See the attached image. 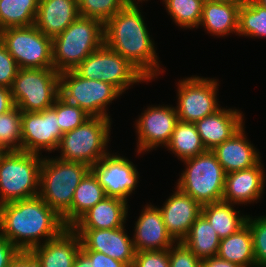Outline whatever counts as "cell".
I'll return each instance as SVG.
<instances>
[{
  "mask_svg": "<svg viewBox=\"0 0 266 267\" xmlns=\"http://www.w3.org/2000/svg\"><path fill=\"white\" fill-rule=\"evenodd\" d=\"M78 16V0H39L34 25L46 36L54 38Z\"/></svg>",
  "mask_w": 266,
  "mask_h": 267,
  "instance_id": "7402d4cb",
  "label": "cell"
},
{
  "mask_svg": "<svg viewBox=\"0 0 266 267\" xmlns=\"http://www.w3.org/2000/svg\"><path fill=\"white\" fill-rule=\"evenodd\" d=\"M0 41L19 68H54L52 38L46 36L35 25L3 29L0 31Z\"/></svg>",
  "mask_w": 266,
  "mask_h": 267,
  "instance_id": "30bf717a",
  "label": "cell"
},
{
  "mask_svg": "<svg viewBox=\"0 0 266 267\" xmlns=\"http://www.w3.org/2000/svg\"><path fill=\"white\" fill-rule=\"evenodd\" d=\"M8 267H41V264L31 251H19Z\"/></svg>",
  "mask_w": 266,
  "mask_h": 267,
  "instance_id": "7bdbcfd3",
  "label": "cell"
},
{
  "mask_svg": "<svg viewBox=\"0 0 266 267\" xmlns=\"http://www.w3.org/2000/svg\"><path fill=\"white\" fill-rule=\"evenodd\" d=\"M92 261L93 267H128L125 263L115 260L104 253L82 250Z\"/></svg>",
  "mask_w": 266,
  "mask_h": 267,
  "instance_id": "60d3db41",
  "label": "cell"
},
{
  "mask_svg": "<svg viewBox=\"0 0 266 267\" xmlns=\"http://www.w3.org/2000/svg\"><path fill=\"white\" fill-rule=\"evenodd\" d=\"M21 151L39 154L41 149L57 150L63 136L56 111L50 107L41 112H22Z\"/></svg>",
  "mask_w": 266,
  "mask_h": 267,
  "instance_id": "4fadbf2b",
  "label": "cell"
},
{
  "mask_svg": "<svg viewBox=\"0 0 266 267\" xmlns=\"http://www.w3.org/2000/svg\"><path fill=\"white\" fill-rule=\"evenodd\" d=\"M19 66L0 41V86L11 89Z\"/></svg>",
  "mask_w": 266,
  "mask_h": 267,
  "instance_id": "f35d334b",
  "label": "cell"
},
{
  "mask_svg": "<svg viewBox=\"0 0 266 267\" xmlns=\"http://www.w3.org/2000/svg\"><path fill=\"white\" fill-rule=\"evenodd\" d=\"M121 94L110 83L83 78L74 70L59 74V95L91 117L110 118L105 107Z\"/></svg>",
  "mask_w": 266,
  "mask_h": 267,
  "instance_id": "9c48e42d",
  "label": "cell"
},
{
  "mask_svg": "<svg viewBox=\"0 0 266 267\" xmlns=\"http://www.w3.org/2000/svg\"><path fill=\"white\" fill-rule=\"evenodd\" d=\"M143 210L132 238L135 251L168 250L176 241L168 233L161 211L151 205Z\"/></svg>",
  "mask_w": 266,
  "mask_h": 267,
  "instance_id": "ac0fdd59",
  "label": "cell"
},
{
  "mask_svg": "<svg viewBox=\"0 0 266 267\" xmlns=\"http://www.w3.org/2000/svg\"><path fill=\"white\" fill-rule=\"evenodd\" d=\"M241 4L204 1L199 25L213 35L225 36L238 32L239 9Z\"/></svg>",
  "mask_w": 266,
  "mask_h": 267,
  "instance_id": "d4e9b609",
  "label": "cell"
},
{
  "mask_svg": "<svg viewBox=\"0 0 266 267\" xmlns=\"http://www.w3.org/2000/svg\"><path fill=\"white\" fill-rule=\"evenodd\" d=\"M39 157L25 151L0 152V205L38 196Z\"/></svg>",
  "mask_w": 266,
  "mask_h": 267,
  "instance_id": "5b68a950",
  "label": "cell"
},
{
  "mask_svg": "<svg viewBox=\"0 0 266 267\" xmlns=\"http://www.w3.org/2000/svg\"><path fill=\"white\" fill-rule=\"evenodd\" d=\"M59 72L54 68H20L11 94L22 112H41L53 106L59 96Z\"/></svg>",
  "mask_w": 266,
  "mask_h": 267,
  "instance_id": "ba28073f",
  "label": "cell"
},
{
  "mask_svg": "<svg viewBox=\"0 0 266 267\" xmlns=\"http://www.w3.org/2000/svg\"><path fill=\"white\" fill-rule=\"evenodd\" d=\"M132 267H170L169 249L135 252Z\"/></svg>",
  "mask_w": 266,
  "mask_h": 267,
  "instance_id": "ab89813d",
  "label": "cell"
},
{
  "mask_svg": "<svg viewBox=\"0 0 266 267\" xmlns=\"http://www.w3.org/2000/svg\"><path fill=\"white\" fill-rule=\"evenodd\" d=\"M217 256L241 267H256L250 226L245 223L234 234L220 239Z\"/></svg>",
  "mask_w": 266,
  "mask_h": 267,
  "instance_id": "4316f807",
  "label": "cell"
},
{
  "mask_svg": "<svg viewBox=\"0 0 266 267\" xmlns=\"http://www.w3.org/2000/svg\"><path fill=\"white\" fill-rule=\"evenodd\" d=\"M21 115L17 106L0 115V152L21 151Z\"/></svg>",
  "mask_w": 266,
  "mask_h": 267,
  "instance_id": "d6a6232c",
  "label": "cell"
},
{
  "mask_svg": "<svg viewBox=\"0 0 266 267\" xmlns=\"http://www.w3.org/2000/svg\"><path fill=\"white\" fill-rule=\"evenodd\" d=\"M103 44L104 24L79 15L61 34L52 38L54 69L59 73L75 69Z\"/></svg>",
  "mask_w": 266,
  "mask_h": 267,
  "instance_id": "3957f363",
  "label": "cell"
},
{
  "mask_svg": "<svg viewBox=\"0 0 266 267\" xmlns=\"http://www.w3.org/2000/svg\"><path fill=\"white\" fill-rule=\"evenodd\" d=\"M90 170L89 166L80 162L44 158L38 196L63 217L71 209L76 188Z\"/></svg>",
  "mask_w": 266,
  "mask_h": 267,
  "instance_id": "277c9868",
  "label": "cell"
},
{
  "mask_svg": "<svg viewBox=\"0 0 266 267\" xmlns=\"http://www.w3.org/2000/svg\"><path fill=\"white\" fill-rule=\"evenodd\" d=\"M206 150H213L237 133L243 125L242 113L234 109H219L195 122Z\"/></svg>",
  "mask_w": 266,
  "mask_h": 267,
  "instance_id": "44dd1931",
  "label": "cell"
},
{
  "mask_svg": "<svg viewBox=\"0 0 266 267\" xmlns=\"http://www.w3.org/2000/svg\"><path fill=\"white\" fill-rule=\"evenodd\" d=\"M232 206L234 205L224 201L202 205V214L220 239L234 234L246 223L247 215H239L240 210L236 211Z\"/></svg>",
  "mask_w": 266,
  "mask_h": 267,
  "instance_id": "f1b7e54d",
  "label": "cell"
},
{
  "mask_svg": "<svg viewBox=\"0 0 266 267\" xmlns=\"http://www.w3.org/2000/svg\"><path fill=\"white\" fill-rule=\"evenodd\" d=\"M169 248L170 267H201V260L182 242Z\"/></svg>",
  "mask_w": 266,
  "mask_h": 267,
  "instance_id": "74e56055",
  "label": "cell"
},
{
  "mask_svg": "<svg viewBox=\"0 0 266 267\" xmlns=\"http://www.w3.org/2000/svg\"><path fill=\"white\" fill-rule=\"evenodd\" d=\"M182 242L198 259L203 260L217 256L220 238L210 222L201 214L192 224Z\"/></svg>",
  "mask_w": 266,
  "mask_h": 267,
  "instance_id": "83f0119b",
  "label": "cell"
},
{
  "mask_svg": "<svg viewBox=\"0 0 266 267\" xmlns=\"http://www.w3.org/2000/svg\"><path fill=\"white\" fill-rule=\"evenodd\" d=\"M182 161L206 152L195 123L178 121L168 145Z\"/></svg>",
  "mask_w": 266,
  "mask_h": 267,
  "instance_id": "f546056e",
  "label": "cell"
},
{
  "mask_svg": "<svg viewBox=\"0 0 266 267\" xmlns=\"http://www.w3.org/2000/svg\"><path fill=\"white\" fill-rule=\"evenodd\" d=\"M176 108L155 106L147 108L139 117L136 127L138 134V151H149L160 144L167 146L178 122Z\"/></svg>",
  "mask_w": 266,
  "mask_h": 267,
  "instance_id": "9a60e30c",
  "label": "cell"
},
{
  "mask_svg": "<svg viewBox=\"0 0 266 267\" xmlns=\"http://www.w3.org/2000/svg\"><path fill=\"white\" fill-rule=\"evenodd\" d=\"M65 228L62 217L39 196L0 205V236L19 251H30L40 238L49 241Z\"/></svg>",
  "mask_w": 266,
  "mask_h": 267,
  "instance_id": "6da1fadb",
  "label": "cell"
},
{
  "mask_svg": "<svg viewBox=\"0 0 266 267\" xmlns=\"http://www.w3.org/2000/svg\"><path fill=\"white\" fill-rule=\"evenodd\" d=\"M39 0H0V31L35 24Z\"/></svg>",
  "mask_w": 266,
  "mask_h": 267,
  "instance_id": "4dcf8cb0",
  "label": "cell"
},
{
  "mask_svg": "<svg viewBox=\"0 0 266 267\" xmlns=\"http://www.w3.org/2000/svg\"><path fill=\"white\" fill-rule=\"evenodd\" d=\"M125 226L115 229H73L81 240V250H92L132 267L135 257L133 240Z\"/></svg>",
  "mask_w": 266,
  "mask_h": 267,
  "instance_id": "2e32d148",
  "label": "cell"
},
{
  "mask_svg": "<svg viewBox=\"0 0 266 267\" xmlns=\"http://www.w3.org/2000/svg\"><path fill=\"white\" fill-rule=\"evenodd\" d=\"M110 118L90 117L80 126L64 133L58 149H61L59 159L80 162L90 168L102 159L108 152Z\"/></svg>",
  "mask_w": 266,
  "mask_h": 267,
  "instance_id": "52a82bcc",
  "label": "cell"
},
{
  "mask_svg": "<svg viewBox=\"0 0 266 267\" xmlns=\"http://www.w3.org/2000/svg\"><path fill=\"white\" fill-rule=\"evenodd\" d=\"M176 189L159 210L168 233L175 241L180 242L202 214V205L190 195Z\"/></svg>",
  "mask_w": 266,
  "mask_h": 267,
  "instance_id": "e0dca14e",
  "label": "cell"
},
{
  "mask_svg": "<svg viewBox=\"0 0 266 267\" xmlns=\"http://www.w3.org/2000/svg\"><path fill=\"white\" fill-rule=\"evenodd\" d=\"M19 250L6 238L0 236V267H8Z\"/></svg>",
  "mask_w": 266,
  "mask_h": 267,
  "instance_id": "b9f144b4",
  "label": "cell"
},
{
  "mask_svg": "<svg viewBox=\"0 0 266 267\" xmlns=\"http://www.w3.org/2000/svg\"><path fill=\"white\" fill-rule=\"evenodd\" d=\"M15 107L11 89L0 86V115L12 110Z\"/></svg>",
  "mask_w": 266,
  "mask_h": 267,
  "instance_id": "ee69618b",
  "label": "cell"
},
{
  "mask_svg": "<svg viewBox=\"0 0 266 267\" xmlns=\"http://www.w3.org/2000/svg\"><path fill=\"white\" fill-rule=\"evenodd\" d=\"M52 108L56 111L58 125L63 134L80 126L91 117L84 110L67 102L60 95L56 98Z\"/></svg>",
  "mask_w": 266,
  "mask_h": 267,
  "instance_id": "d590c367",
  "label": "cell"
},
{
  "mask_svg": "<svg viewBox=\"0 0 266 267\" xmlns=\"http://www.w3.org/2000/svg\"><path fill=\"white\" fill-rule=\"evenodd\" d=\"M164 2L171 18L180 27L191 29L199 26L203 0H164Z\"/></svg>",
  "mask_w": 266,
  "mask_h": 267,
  "instance_id": "836d02e7",
  "label": "cell"
},
{
  "mask_svg": "<svg viewBox=\"0 0 266 267\" xmlns=\"http://www.w3.org/2000/svg\"><path fill=\"white\" fill-rule=\"evenodd\" d=\"M73 70L83 78L110 83L121 93L133 83L147 80L134 65L105 44Z\"/></svg>",
  "mask_w": 266,
  "mask_h": 267,
  "instance_id": "8fae6325",
  "label": "cell"
},
{
  "mask_svg": "<svg viewBox=\"0 0 266 267\" xmlns=\"http://www.w3.org/2000/svg\"><path fill=\"white\" fill-rule=\"evenodd\" d=\"M146 27L138 6L130 1L104 24V44L127 59L149 81L160 74V68Z\"/></svg>",
  "mask_w": 266,
  "mask_h": 267,
  "instance_id": "7a4b0ae2",
  "label": "cell"
},
{
  "mask_svg": "<svg viewBox=\"0 0 266 267\" xmlns=\"http://www.w3.org/2000/svg\"><path fill=\"white\" fill-rule=\"evenodd\" d=\"M210 2H220V3H232V4H242L246 0H206Z\"/></svg>",
  "mask_w": 266,
  "mask_h": 267,
  "instance_id": "7dc6e473",
  "label": "cell"
},
{
  "mask_svg": "<svg viewBox=\"0 0 266 267\" xmlns=\"http://www.w3.org/2000/svg\"><path fill=\"white\" fill-rule=\"evenodd\" d=\"M253 1L259 3L260 5L266 8V0H253Z\"/></svg>",
  "mask_w": 266,
  "mask_h": 267,
  "instance_id": "c3c4849f",
  "label": "cell"
},
{
  "mask_svg": "<svg viewBox=\"0 0 266 267\" xmlns=\"http://www.w3.org/2000/svg\"><path fill=\"white\" fill-rule=\"evenodd\" d=\"M177 188L201 205L222 201L226 173L211 151L186 159Z\"/></svg>",
  "mask_w": 266,
  "mask_h": 267,
  "instance_id": "8992f818",
  "label": "cell"
},
{
  "mask_svg": "<svg viewBox=\"0 0 266 267\" xmlns=\"http://www.w3.org/2000/svg\"><path fill=\"white\" fill-rule=\"evenodd\" d=\"M91 171L106 196L120 198L126 202L138 183V172L133 163L121 156H111L110 153L94 164Z\"/></svg>",
  "mask_w": 266,
  "mask_h": 267,
  "instance_id": "5bb4252c",
  "label": "cell"
},
{
  "mask_svg": "<svg viewBox=\"0 0 266 267\" xmlns=\"http://www.w3.org/2000/svg\"><path fill=\"white\" fill-rule=\"evenodd\" d=\"M257 165L226 174L222 201L231 204H243L261 198L264 189V168Z\"/></svg>",
  "mask_w": 266,
  "mask_h": 267,
  "instance_id": "d6986e66",
  "label": "cell"
},
{
  "mask_svg": "<svg viewBox=\"0 0 266 267\" xmlns=\"http://www.w3.org/2000/svg\"><path fill=\"white\" fill-rule=\"evenodd\" d=\"M246 223L251 229L255 266L266 267V215L254 220L247 216Z\"/></svg>",
  "mask_w": 266,
  "mask_h": 267,
  "instance_id": "8d00e7d4",
  "label": "cell"
},
{
  "mask_svg": "<svg viewBox=\"0 0 266 267\" xmlns=\"http://www.w3.org/2000/svg\"><path fill=\"white\" fill-rule=\"evenodd\" d=\"M239 35L266 37V8L253 0H246L239 9Z\"/></svg>",
  "mask_w": 266,
  "mask_h": 267,
  "instance_id": "1f68e13d",
  "label": "cell"
},
{
  "mask_svg": "<svg viewBox=\"0 0 266 267\" xmlns=\"http://www.w3.org/2000/svg\"><path fill=\"white\" fill-rule=\"evenodd\" d=\"M245 137L242 127L231 138L212 150L226 174L251 168L261 161L259 152L257 153L256 148Z\"/></svg>",
  "mask_w": 266,
  "mask_h": 267,
  "instance_id": "603a6c76",
  "label": "cell"
},
{
  "mask_svg": "<svg viewBox=\"0 0 266 267\" xmlns=\"http://www.w3.org/2000/svg\"><path fill=\"white\" fill-rule=\"evenodd\" d=\"M73 267H93L91 259L80 249L75 258Z\"/></svg>",
  "mask_w": 266,
  "mask_h": 267,
  "instance_id": "bcb514c9",
  "label": "cell"
},
{
  "mask_svg": "<svg viewBox=\"0 0 266 267\" xmlns=\"http://www.w3.org/2000/svg\"><path fill=\"white\" fill-rule=\"evenodd\" d=\"M134 0H78L80 16L94 18L105 24L114 14Z\"/></svg>",
  "mask_w": 266,
  "mask_h": 267,
  "instance_id": "e575fe53",
  "label": "cell"
},
{
  "mask_svg": "<svg viewBox=\"0 0 266 267\" xmlns=\"http://www.w3.org/2000/svg\"><path fill=\"white\" fill-rule=\"evenodd\" d=\"M80 249V236L72 227H67L57 237L30 251L38 258L41 267H73Z\"/></svg>",
  "mask_w": 266,
  "mask_h": 267,
  "instance_id": "ffe728a7",
  "label": "cell"
},
{
  "mask_svg": "<svg viewBox=\"0 0 266 267\" xmlns=\"http://www.w3.org/2000/svg\"><path fill=\"white\" fill-rule=\"evenodd\" d=\"M178 120L195 123L214 114L219 109L217 103L216 80L200 77H190L178 83Z\"/></svg>",
  "mask_w": 266,
  "mask_h": 267,
  "instance_id": "7c38bea8",
  "label": "cell"
},
{
  "mask_svg": "<svg viewBox=\"0 0 266 267\" xmlns=\"http://www.w3.org/2000/svg\"><path fill=\"white\" fill-rule=\"evenodd\" d=\"M97 177L90 170L75 190L71 209L62 217L66 227H72L89 209L105 198Z\"/></svg>",
  "mask_w": 266,
  "mask_h": 267,
  "instance_id": "484cf974",
  "label": "cell"
},
{
  "mask_svg": "<svg viewBox=\"0 0 266 267\" xmlns=\"http://www.w3.org/2000/svg\"><path fill=\"white\" fill-rule=\"evenodd\" d=\"M201 267H241V266L226 261L224 259H221L218 256H213L211 258H206L201 260Z\"/></svg>",
  "mask_w": 266,
  "mask_h": 267,
  "instance_id": "f6af8a7d",
  "label": "cell"
},
{
  "mask_svg": "<svg viewBox=\"0 0 266 267\" xmlns=\"http://www.w3.org/2000/svg\"><path fill=\"white\" fill-rule=\"evenodd\" d=\"M127 202L106 196L89 209L73 226V229H115L124 226L128 213Z\"/></svg>",
  "mask_w": 266,
  "mask_h": 267,
  "instance_id": "cb8c5ba5",
  "label": "cell"
}]
</instances>
